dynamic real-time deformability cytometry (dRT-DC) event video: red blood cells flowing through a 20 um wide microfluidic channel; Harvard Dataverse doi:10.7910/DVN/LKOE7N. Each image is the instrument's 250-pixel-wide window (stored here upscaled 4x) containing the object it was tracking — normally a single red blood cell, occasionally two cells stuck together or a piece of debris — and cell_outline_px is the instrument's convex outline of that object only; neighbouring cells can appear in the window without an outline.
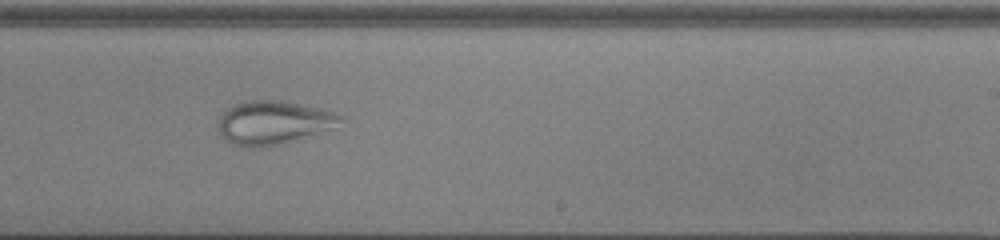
{"species": "common noctule bat (a hibernating species)", "species_latin": "Nyctalus noctula", "temperature_condition": "cold", "stored_images_in_passage": 54, "camera_frame_rate_fps": 3000, "um_per_image_px": 0.085, "animal": {"sex": "male", "body_mass_g": 13.0, "forearm_length_mm": 53.1}, "frame": {"image": 1, "passage_image": 35, "time_ms": 11.333, "image_size_px": [1000, 240], "cell_outline_px": [[344, 120], [332, 128], [280, 144], [260, 148], [248, 148], [228, 144], [220, 132], [220, 116], [232, 104], [248, 100], [280, 100], [320, 108], [344, 116]], "centroid_in_image_um": [23.21, 10.42], "position_along_channel_um": 265.8, "area_um2": 30.92}}